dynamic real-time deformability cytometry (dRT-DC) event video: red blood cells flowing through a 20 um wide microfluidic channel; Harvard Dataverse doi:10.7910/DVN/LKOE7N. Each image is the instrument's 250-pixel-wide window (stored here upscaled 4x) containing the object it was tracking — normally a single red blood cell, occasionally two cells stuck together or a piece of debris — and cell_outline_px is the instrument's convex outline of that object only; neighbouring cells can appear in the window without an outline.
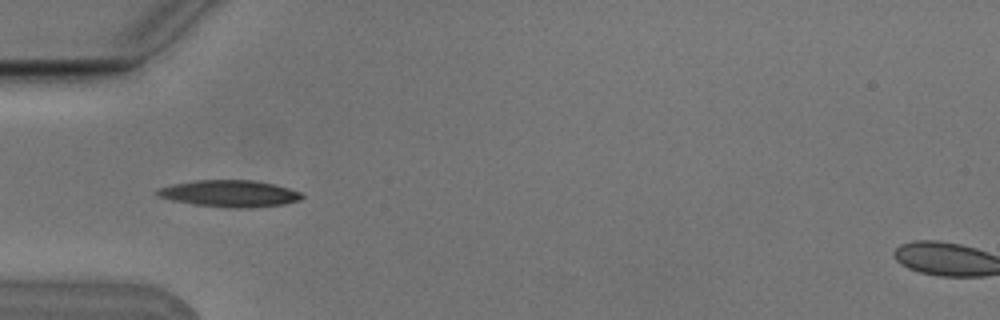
{"species": "Egyptian fruit bat (a non-hibernating species)", "species_latin": "Rousettus aegyptiacus", "temperature_condition": "cold", "stored_images_in_passage": 4, "camera_frame_rate_fps": 3000, "um_per_image_px": 0.085, "animal": {"sex": "male"}, "frame": {"image": 1, "passage_image": 4, "time_ms": 1.0, "image_size_px": [1000, 320], "cell_outline_px": [[304, 196], [300, 200], [284, 204], [248, 208], [224, 208], [192, 204], [172, 200], [160, 196], [156, 192], [156, 188], [172, 184], [196, 180], [252, 180], [272, 184], [288, 188], [300, 192]], "centroid_in_image_um": [19.5, 16.46], "position_along_channel_um": 65.5, "area_um2": 22.54}}